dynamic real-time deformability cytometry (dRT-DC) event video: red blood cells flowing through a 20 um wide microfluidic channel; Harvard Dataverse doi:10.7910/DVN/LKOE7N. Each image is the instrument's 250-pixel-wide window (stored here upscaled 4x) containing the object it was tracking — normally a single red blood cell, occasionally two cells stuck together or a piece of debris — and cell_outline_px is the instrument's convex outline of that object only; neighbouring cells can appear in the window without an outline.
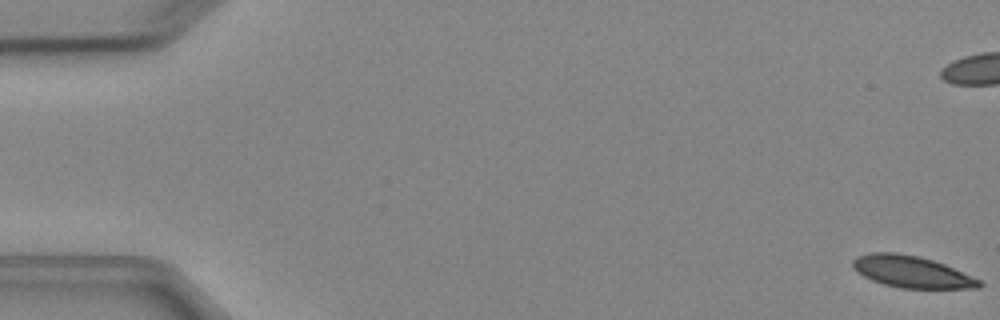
{"species": "Egyptian fruit bat (a non-hibernating species)", "species_latin": "Rousettus aegyptiacus", "temperature_condition": "cold", "stored_images_in_passage": 6, "camera_frame_rate_fps": 3000, "um_per_image_px": 0.085, "animal": {"sex": "female"}, "frame": {"image": 1, "passage_image": 1, "time_ms": 0.0, "image_size_px": [1000, 320], "cell_outline_px": [[984, 284], [980, 288], [900, 288], [884, 284], [872, 280], [856, 272], [852, 268], [852, 260], [856, 256], [868, 252], [896, 252], [920, 256], [944, 264], [972, 276], [980, 280]], "centroid_in_image_um": [77.45, 23.09], "position_along_channel_um": 7.5, "area_um2": 23.52}}